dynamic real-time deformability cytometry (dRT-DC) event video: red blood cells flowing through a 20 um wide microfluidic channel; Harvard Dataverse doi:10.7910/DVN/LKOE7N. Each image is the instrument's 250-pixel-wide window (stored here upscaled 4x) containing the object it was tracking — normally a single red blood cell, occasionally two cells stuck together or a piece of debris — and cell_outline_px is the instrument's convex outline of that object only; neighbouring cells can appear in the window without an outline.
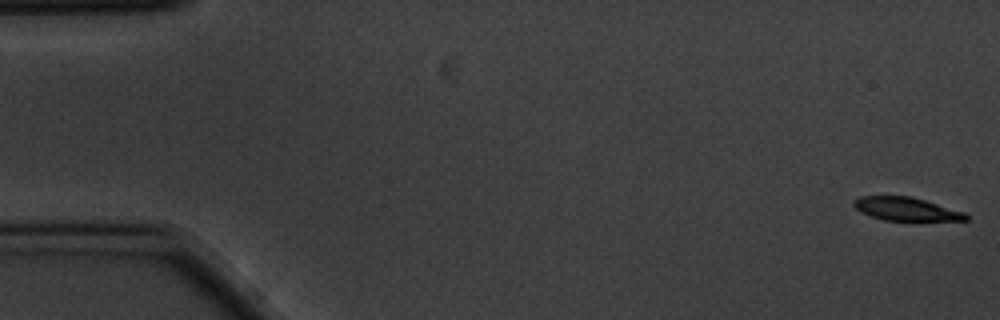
{"species": "common noctule bat (a hibernating species)", "species_latin": "Nyctalus noctula", "temperature_condition": "cold", "stored_images_in_passage": 5, "camera_frame_rate_fps": 3000, "um_per_image_px": 0.085, "animal": {"sex": "male", "body_mass_g": 20.1, "forearm_length_mm": 53.5}, "frame": {"image": 1, "passage_image": 1, "time_ms": 0.0, "image_size_px": [1000, 320], "cell_outline_px": [[968, 220], [884, 220], [860, 212], [852, 204], [852, 200], [860, 196], [908, 196], [924, 200], [964, 212], [968, 216]], "centroid_in_image_um": [76.97, 17.76], "position_along_channel_um": 8.0, "area_um2": 14.97}}
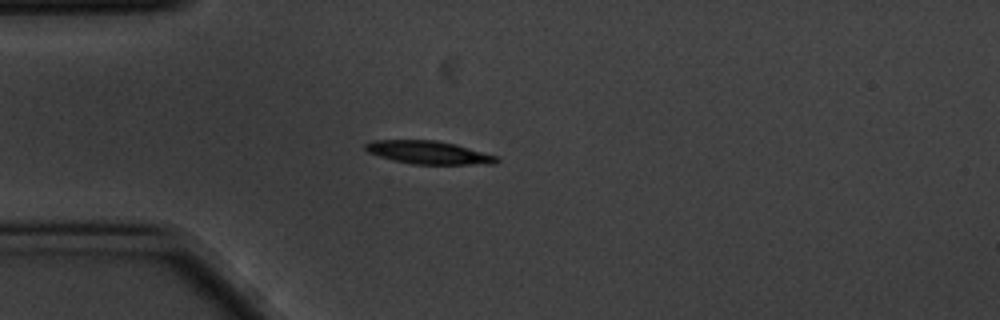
{"frame": {"image": 2, "passage_image": 5, "time_ms": 1.333, "image_size_px": [1000, 320], "cell_outline_px": [[500, 160], [492, 164], [412, 164], [392, 160], [368, 152], [364, 148], [364, 144], [372, 140], [436, 140], [456, 144], [496, 156]], "centroid_in_image_um": [36.4, 12.96], "position_along_channel_um": 48.6, "area_um2": 17.57}}